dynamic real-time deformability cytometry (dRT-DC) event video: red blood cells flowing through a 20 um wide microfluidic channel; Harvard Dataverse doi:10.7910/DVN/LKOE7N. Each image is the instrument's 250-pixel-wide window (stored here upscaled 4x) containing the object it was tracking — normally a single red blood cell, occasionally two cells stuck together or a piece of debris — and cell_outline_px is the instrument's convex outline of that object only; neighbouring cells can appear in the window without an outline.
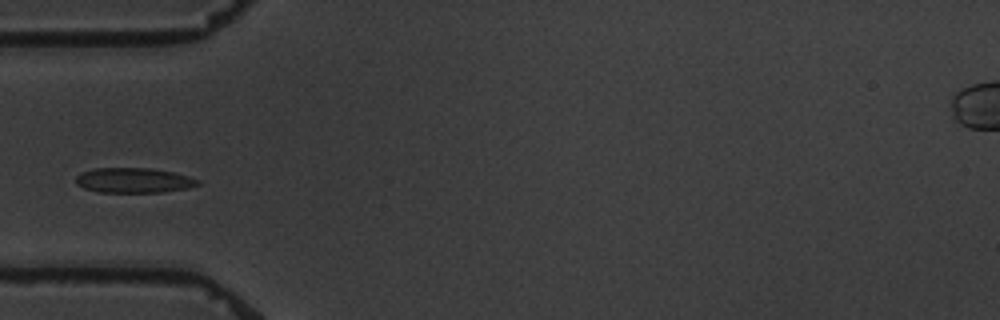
{"species": "common noctule bat (a hibernating species)", "species_latin": "Nyctalus noctula", "temperature_condition": "warm", "stored_images_in_passage": 8, "camera_frame_rate_fps": 3000, "um_per_image_px": 0.085, "animal": {"sex": "male", "body_mass_g": 19.5, "forearm_length_mm": 54.6}, "frame": {"image": 1, "passage_image": 4, "time_ms": 3.333, "image_size_px": [1000, 320], "cell_outline_px": [[200, 184], [188, 188], [164, 192], [100, 192], [84, 188], [76, 184], [76, 176], [80, 172], [96, 168], [152, 168], [172, 172], [188, 176], [200, 180]], "centroid_in_image_um": [11.36, 15.33], "position_along_channel_um": 73.6, "area_um2": 17.8}}
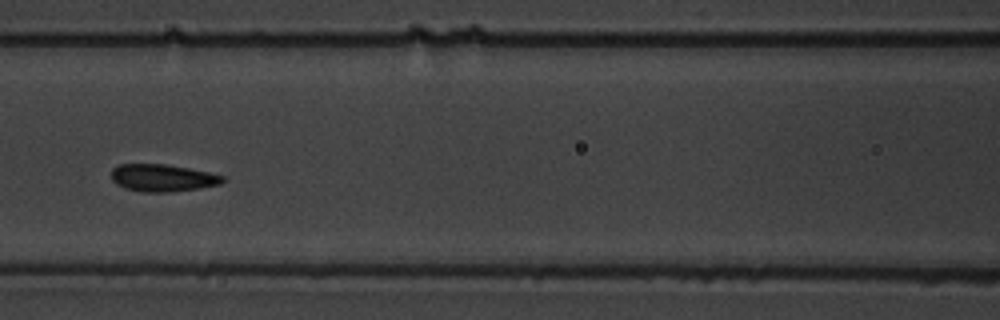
{"frame": {"image": 2, "passage_image": 6, "time_ms": 5.667, "image_size_px": [1000, 320], "cell_outline_px": [[224, 180], [220, 184], [200, 188], [168, 192], [140, 192], [124, 188], [116, 184], [112, 180], [112, 168], [120, 164], [164, 164], [188, 168], [208, 172], [224, 176]], "centroid_in_image_um": [13.79, 15.12], "position_along_channel_um": 152.8, "area_um2": 17.69}}
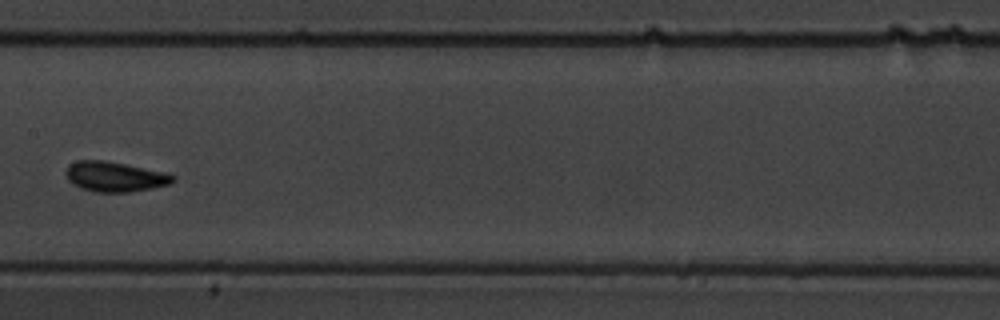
{"frame": {"image": 3, "passage_image": 7, "time_ms": 7.0, "image_size_px": [1000, 320], "cell_outline_px": [[176, 180], [168, 184], [152, 188], [128, 192], [96, 192], [80, 188], [72, 184], [68, 180], [64, 172], [68, 164], [76, 160], [104, 160], [168, 172], [176, 176]], "centroid_in_image_um": [9.74, 15.0], "position_along_channel_um": 197.7, "area_um2": 19.02}}